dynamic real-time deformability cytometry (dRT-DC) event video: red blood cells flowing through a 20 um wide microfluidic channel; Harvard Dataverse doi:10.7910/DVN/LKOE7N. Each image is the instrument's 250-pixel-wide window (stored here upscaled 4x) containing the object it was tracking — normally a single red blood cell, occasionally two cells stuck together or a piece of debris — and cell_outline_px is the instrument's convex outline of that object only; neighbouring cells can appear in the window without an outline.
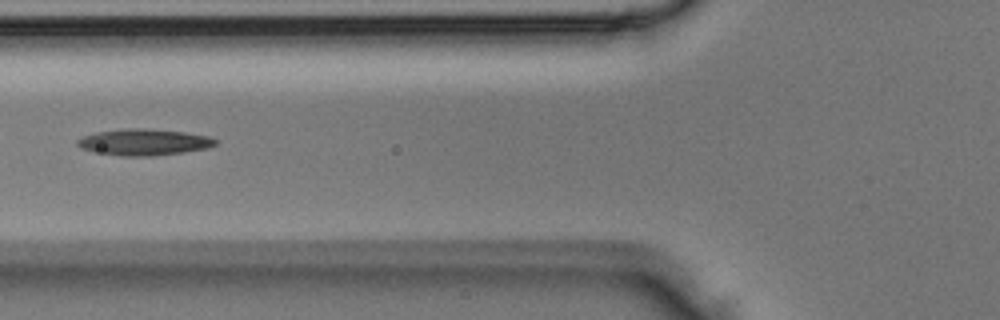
{"species": "Egyptian fruit bat (a non-hibernating species)", "species_latin": "Rousettus aegyptiacus", "temperature_condition": "room temperature", "stored_images_in_passage": 4, "camera_frame_rate_fps": 3000, "um_per_image_px": 0.085, "animal": {"sex": "male"}, "frame": {"image": 1, "passage_image": 4, "time_ms": 1.0, "image_size_px": [1000, 320], "cell_outline_px": [[216, 144], [208, 148], [184, 152], [152, 156], [120, 156], [92, 152], [80, 148], [76, 144], [76, 140], [84, 136], [96, 132], [124, 128], [144, 128], [184, 132], [208, 136], [216, 140]], "centroid_in_image_um": [12.18, 12.09], "position_along_channel_um": 113.6, "area_um2": 21.33}}